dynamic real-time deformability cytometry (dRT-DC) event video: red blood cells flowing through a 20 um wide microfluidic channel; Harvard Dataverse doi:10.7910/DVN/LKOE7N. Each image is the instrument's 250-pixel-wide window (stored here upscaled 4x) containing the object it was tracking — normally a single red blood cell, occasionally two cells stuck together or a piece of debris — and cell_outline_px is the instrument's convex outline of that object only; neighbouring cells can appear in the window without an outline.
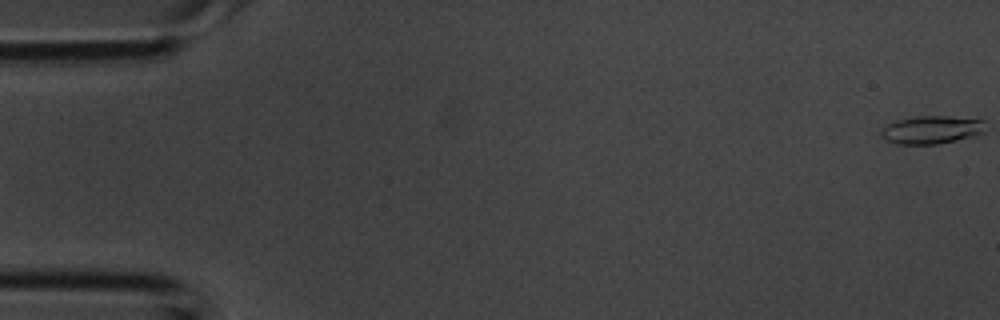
{"species": "common noctule bat (a hibernating species)", "species_latin": "Nyctalus noctula", "temperature_condition": "room temperature", "stored_images_in_passage": 11, "camera_frame_rate_fps": 3000, "um_per_image_px": 0.085, "animal": {"sex": "male", "body_mass_g": 20.1, "forearm_length_mm": 53.5}, "frame": {"image": 1, "passage_image": 1, "time_ms": 0.0, "image_size_px": [1000, 320], "cell_outline_px": [[984, 132], [972, 136], [956, 140], [936, 144], [896, 144], [880, 136], [880, 132], [888, 124], [896, 120], [916, 116], [948, 116], [984, 120]], "centroid_in_image_um": [79.16, 11.03], "position_along_channel_um": 5.8, "area_um2": 16.88}}